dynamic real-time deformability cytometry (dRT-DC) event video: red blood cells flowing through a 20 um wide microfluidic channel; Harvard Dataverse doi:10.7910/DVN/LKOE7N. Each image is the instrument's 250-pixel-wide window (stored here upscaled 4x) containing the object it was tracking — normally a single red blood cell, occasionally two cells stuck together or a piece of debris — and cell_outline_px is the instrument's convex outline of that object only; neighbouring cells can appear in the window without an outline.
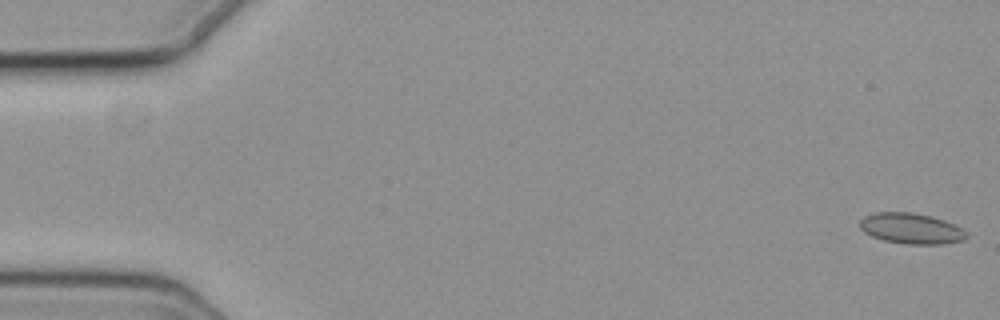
{"species": "common noctule bat (a hibernating species)", "species_latin": "Nyctalus noctula", "temperature_condition": "cold", "stored_images_in_passage": 56, "camera_frame_rate_fps": 3000, "um_per_image_px": 0.085, "animal": {"sex": "female", "body_mass_g": 19.3, "forearm_length_mm": 54.1}, "frame": {"image": 1, "passage_image": 1, "time_ms": 0.0, "image_size_px": [1000, 320], "cell_outline_px": [[968, 236], [964, 240], [940, 244], [908, 244], [884, 240], [872, 236], [864, 232], [860, 228], [860, 220], [864, 216], [876, 212], [912, 212], [932, 216], [944, 220], [968, 232]], "centroid_in_image_um": [77.45, 19.41], "position_along_channel_um": 7.6, "area_um2": 19.02}}
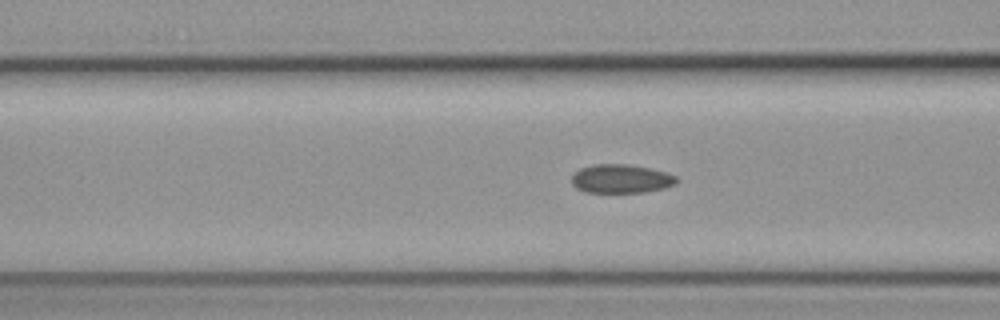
{"frame": {"image": 2, "passage_image": 22, "time_ms": 7.0, "image_size_px": [1000, 320], "cell_outline_px": [[680, 180], [676, 184], [664, 188], [644, 192], [588, 192], [576, 188], [572, 184], [572, 176], [580, 168], [592, 164], [628, 164], [648, 168], [664, 172], [676, 176]], "centroid_in_image_um": [52.8, 15.19], "position_along_channel_um": 113.8, "area_um2": 17.51}}
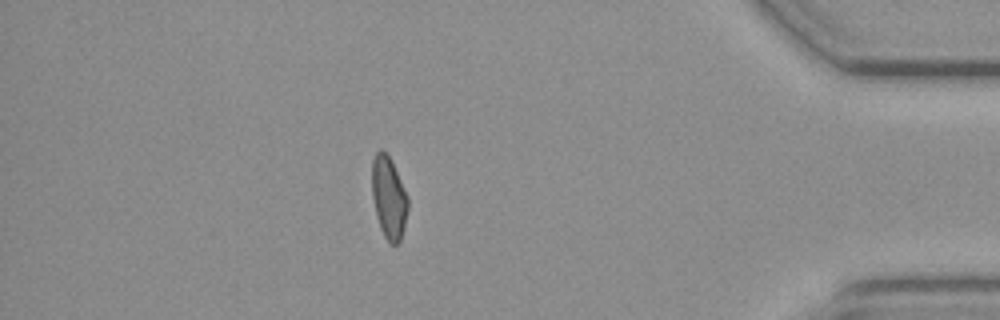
{"frame": {"image": 3, "passage_image": 49, "time_ms": 16.0, "image_size_px": [1000, 320], "cell_outline_px": [[408, 208], [400, 244], [392, 244], [384, 236], [380, 228], [376, 216], [372, 196], [372, 160], [376, 152], [380, 148], [392, 160], [408, 196]], "centroid_in_image_um": [33.04, 16.79], "position_along_channel_um": 402.2, "area_um2": 17.34}, "authors_computed_cell_mechanics": {"area_um2": 17.7446, "velocity_mm_per_s": 3.7134, "shape_relaxation_time_tau1_ms": null, "shape_relaxation_time_tau2_ms": 4.3612, "deformation_change_tau1": null, "deformation_change_tau2": 0.0886}}